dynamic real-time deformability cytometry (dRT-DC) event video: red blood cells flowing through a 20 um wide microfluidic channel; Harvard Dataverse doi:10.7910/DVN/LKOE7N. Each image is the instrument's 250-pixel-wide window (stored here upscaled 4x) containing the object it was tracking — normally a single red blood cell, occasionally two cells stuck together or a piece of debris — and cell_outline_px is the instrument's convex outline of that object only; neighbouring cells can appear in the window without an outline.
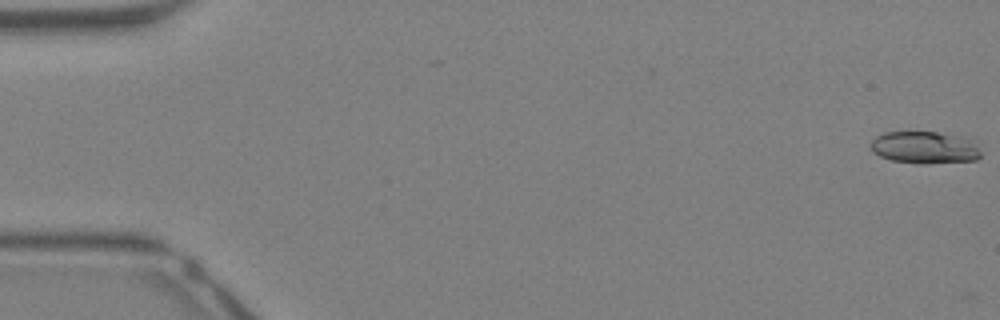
{"species": "Egyptian fruit bat (a non-hibernating species)", "species_latin": "Rousettus aegyptiacus", "temperature_condition": "warm", "stored_images_in_passage": 14, "camera_frame_rate_fps": 3000, "um_per_image_px": 0.085, "animal": {"sex": "female"}, "frame": {"image": 1, "passage_image": 1, "time_ms": 0.0, "image_size_px": [1000, 320], "cell_outline_px": [[980, 156], [976, 160], [892, 160], [880, 156], [872, 152], [872, 140], [876, 136], [884, 132], [936, 132], [968, 140], [976, 144], [980, 152]], "centroid_in_image_um": [78.52, 12.48], "position_along_channel_um": 6.5, "area_um2": 19.02}}
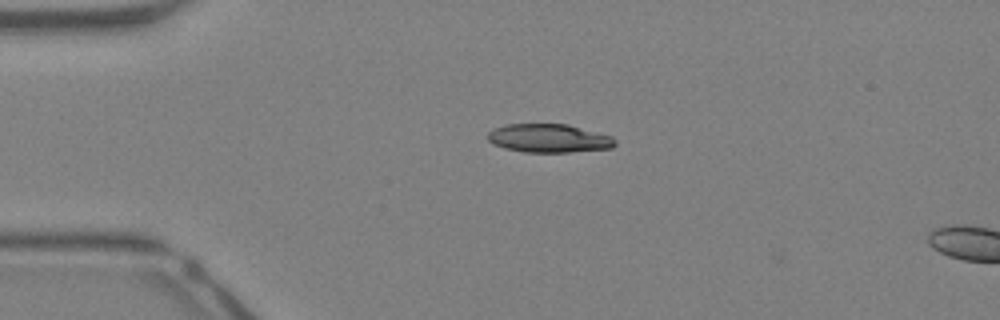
{"frame": {"image": 2, "passage_image": 11, "time_ms": 3.333, "image_size_px": [1000, 320], "cell_outline_px": [[616, 144], [612, 148], [568, 152], [524, 152], [504, 148], [492, 144], [488, 140], [488, 132], [492, 128], [504, 124], [568, 124], [612, 136], [616, 140]], "centroid_in_image_um": [46.63, 11.75], "position_along_channel_um": 38.4, "area_um2": 21.33}}